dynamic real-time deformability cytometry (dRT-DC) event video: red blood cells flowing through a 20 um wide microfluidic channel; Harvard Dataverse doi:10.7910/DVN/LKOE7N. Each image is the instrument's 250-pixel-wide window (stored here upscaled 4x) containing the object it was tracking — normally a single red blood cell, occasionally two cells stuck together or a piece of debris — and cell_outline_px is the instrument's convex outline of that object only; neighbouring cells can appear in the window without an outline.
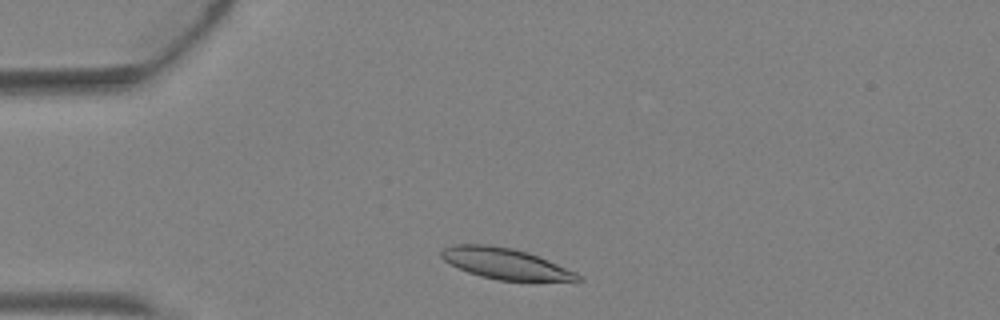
{"species": "Egyptian fruit bat (a non-hibernating species)", "species_latin": "Rousettus aegyptiacus", "temperature_condition": "warm", "stored_images_in_passage": 2, "camera_frame_rate_fps": 3000, "um_per_image_px": 0.085, "animal": {"sex": "female"}, "frame": {"image": 1, "passage_image": 1, "time_ms": 0.0, "image_size_px": [1000, 320], "cell_outline_px": [[584, 280], [576, 284], [500, 280], [480, 276], [468, 272], [444, 260], [440, 256], [440, 252], [444, 248], [452, 244], [488, 244], [512, 248], [528, 252], [548, 260], [576, 272]], "centroid_in_image_um": [43.11, 22.45], "position_along_channel_um": 41.9, "area_um2": 25.43}}
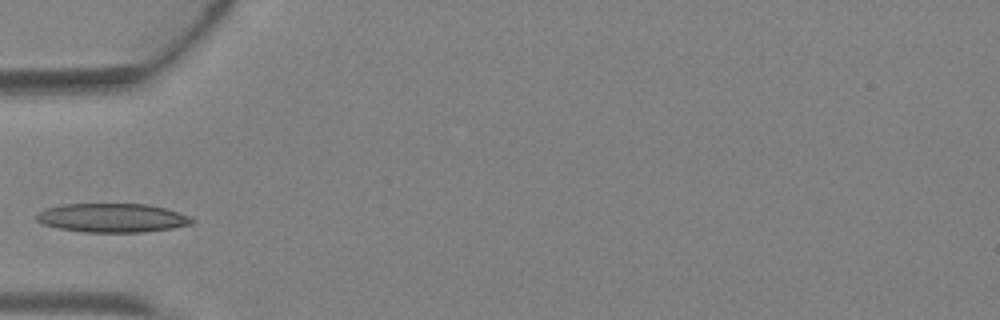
{"frame": {"image": 2, "passage_image": 2, "time_ms": 0.333, "image_size_px": [1000, 320], "cell_outline_px": [[196, 220], [192, 224], [172, 228], [144, 232], [84, 232], [60, 228], [44, 224], [36, 220], [36, 216], [40, 212], [48, 208], [64, 204], [148, 204], [164, 208], [188, 216]], "centroid_in_image_um": [9.57, 18.52], "position_along_channel_um": 75.4, "area_um2": 25.89}}